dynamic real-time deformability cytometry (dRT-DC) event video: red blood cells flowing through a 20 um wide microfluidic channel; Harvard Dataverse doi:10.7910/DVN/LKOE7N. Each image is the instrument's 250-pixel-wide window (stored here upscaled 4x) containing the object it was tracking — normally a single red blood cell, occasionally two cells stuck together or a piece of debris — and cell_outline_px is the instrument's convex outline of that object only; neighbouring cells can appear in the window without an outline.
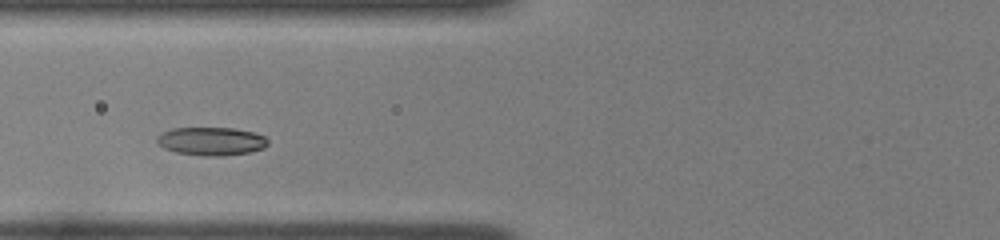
{"species": "common noctule bat (a hibernating species)", "species_latin": "Nyctalus noctula", "temperature_condition": "room temperature", "stored_images_in_passage": 33, "camera_frame_rate_fps": 3000, "um_per_image_px": 0.085, "animal": {"sex": "female", "body_mass_g": 22.0, "forearm_length_mm": 56.7}, "frame": {"image": 1, "passage_image": 6, "time_ms": 1.667, "image_size_px": [1000, 240], "cell_outline_px": [[268, 144], [264, 148], [252, 152], [224, 156], [204, 156], [176, 152], [164, 148], [156, 140], [156, 136], [172, 128], [232, 128], [256, 132], [264, 136], [268, 140]], "centroid_in_image_um": [18.0, 12.01], "position_along_channel_um": 107.8, "area_um2": 18.38}}
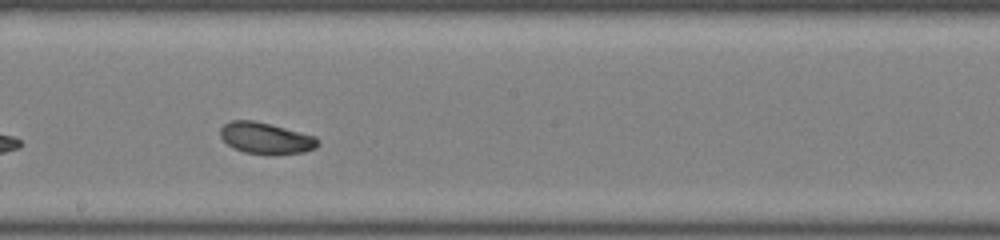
{"frame": {"image": 2, "passage_image": 15, "time_ms": 4.667, "image_size_px": [1000, 240], "cell_outline_px": [[320, 144], [316, 148], [304, 152], [272, 156], [244, 152], [232, 148], [220, 136], [220, 128], [224, 124], [232, 120], [252, 120], [316, 136], [320, 140]], "centroid_in_image_um": [22.62, 11.77], "position_along_channel_um": 225.6, "area_um2": 18.09}}
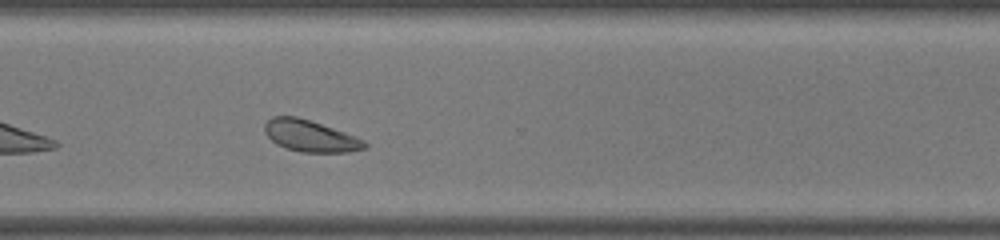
{"frame": {"image": 3, "passage_image": 24, "time_ms": 7.667, "image_size_px": [1000, 240], "cell_outline_px": [[368, 148], [348, 152], [300, 152], [276, 144], [264, 132], [264, 124], [272, 116], [296, 116], [356, 136], [364, 140], [368, 144]], "centroid_in_image_um": [26.38, 11.56], "position_along_channel_um": 344.2, "area_um2": 18.26}, "authors_computed_cell_mechanics": {"area_um2": 18.2648, "velocity_mm_per_s": 3.9379, "shape_relaxation_time_tau1_ms": 1.6534, "shape_relaxation_time_tau2_ms": 3.2484, "deformation_change_tau1": 0.0535, "deformation_change_tau2": 0.0859}}